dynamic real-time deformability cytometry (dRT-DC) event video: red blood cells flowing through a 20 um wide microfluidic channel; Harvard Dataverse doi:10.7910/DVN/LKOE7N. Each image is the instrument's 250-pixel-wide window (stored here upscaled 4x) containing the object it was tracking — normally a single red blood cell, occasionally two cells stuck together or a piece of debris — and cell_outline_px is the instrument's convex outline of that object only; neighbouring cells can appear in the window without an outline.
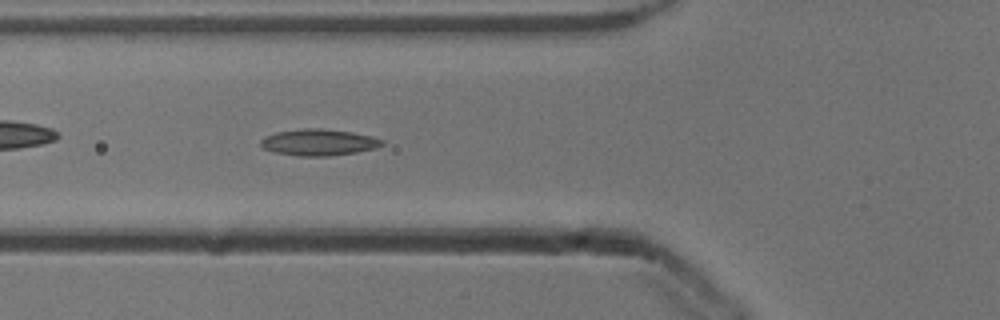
{"species": "common noctule bat (a hibernating species)", "species_latin": "Nyctalus noctula", "temperature_condition": "cold", "stored_images_in_passage": 32, "camera_frame_rate_fps": 3000, "um_per_image_px": 0.085, "animal": {"sex": "male", "body_mass_g": 13.3}, "frame": {"image": 1, "passage_image": 6, "time_ms": 1.667, "image_size_px": [1000, 320], "cell_outline_px": [[384, 144], [376, 148], [356, 152], [328, 156], [300, 156], [276, 152], [264, 148], [260, 144], [260, 140], [276, 132], [304, 128], [324, 128], [352, 132], [372, 136], [384, 140]], "centroid_in_image_um": [27.13, 12.09], "position_along_channel_um": 98.7, "area_um2": 18.61}}
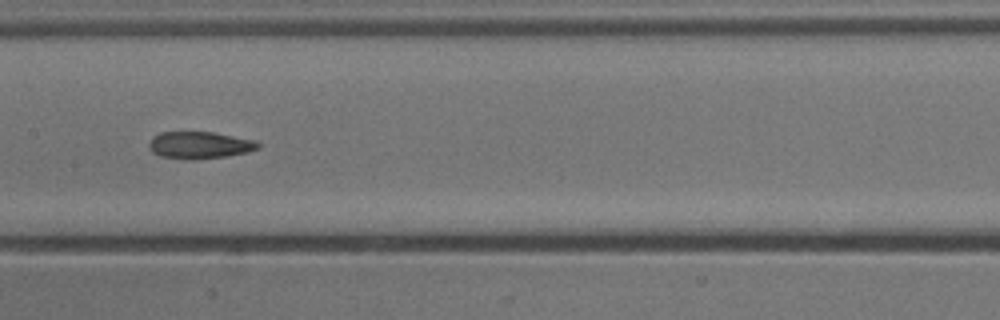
{"frame": {"image": 2, "passage_image": 13, "time_ms": 4.0, "image_size_px": [1000, 320], "cell_outline_px": [[260, 148], [248, 152], [224, 156], [196, 160], [188, 160], [160, 156], [152, 152], [148, 148], [148, 144], [152, 136], [160, 132], [212, 132], [256, 140], [260, 144]], "centroid_in_image_um": [16.94, 12.34], "position_along_channel_um": 190.5, "area_um2": 17.4}}
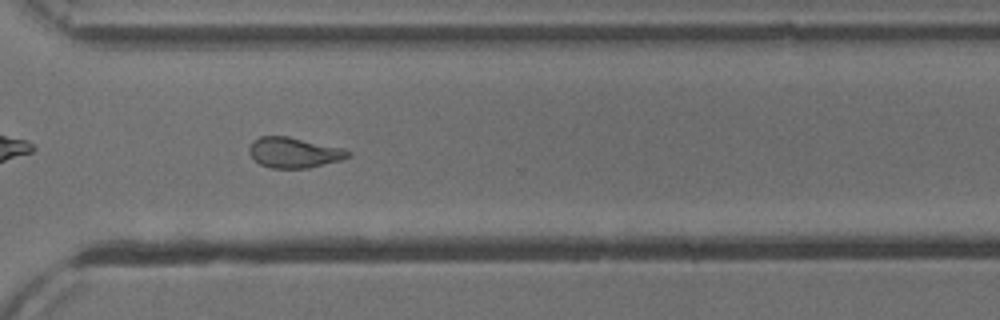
{"frame": {"image": 3, "passage_image": 25, "time_ms": 8.0, "image_size_px": [1000, 320], "cell_outline_px": [[352, 156], [340, 160], [308, 168], [272, 168], [260, 164], [248, 152], [248, 148], [252, 140], [260, 136], [288, 136], [344, 148], [352, 152]], "centroid_in_image_um": [25.0, 12.96], "position_along_channel_um": 345.6, "area_um2": 17.63}, "authors_computed_cell_mechanics": {"area_um2": 17.6001, "velocity_mm_per_s": 3.8965, "shape_relaxation_time_tau1_ms": null, "shape_relaxation_time_tau2_ms": 3.9562, "deformation_change_tau1": null, "deformation_change_tau2": 0.1278}}